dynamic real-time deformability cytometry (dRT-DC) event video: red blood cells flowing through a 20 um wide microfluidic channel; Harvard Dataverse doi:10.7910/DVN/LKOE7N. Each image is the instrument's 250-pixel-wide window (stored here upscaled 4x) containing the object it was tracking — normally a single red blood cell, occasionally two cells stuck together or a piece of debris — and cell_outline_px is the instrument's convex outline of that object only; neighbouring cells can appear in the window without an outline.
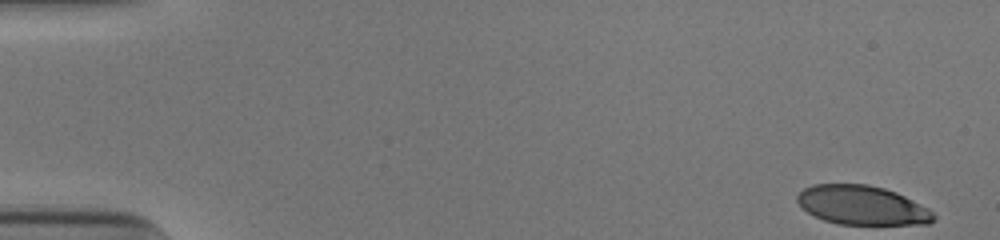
{"species": "human", "species_latin": "Homo sapiens", "temperature_condition": "cold", "stored_images_in_passage": 51, "camera_frame_rate_fps": 3000, "um_per_image_px": 0.085, "donor": {"sex": "male"}, "frame": {"image": 1, "passage_image": 1, "time_ms": 0.0, "image_size_px": [1000, 240], "cell_outline_px": [[936, 220], [928, 224], [840, 224], [824, 220], [808, 212], [796, 200], [796, 196], [804, 188], [812, 184], [868, 184], [884, 188], [896, 192], [928, 208], [936, 216]], "centroid_in_image_um": [73.29, 17.44], "position_along_channel_um": 11.7, "area_um2": 30.98}}
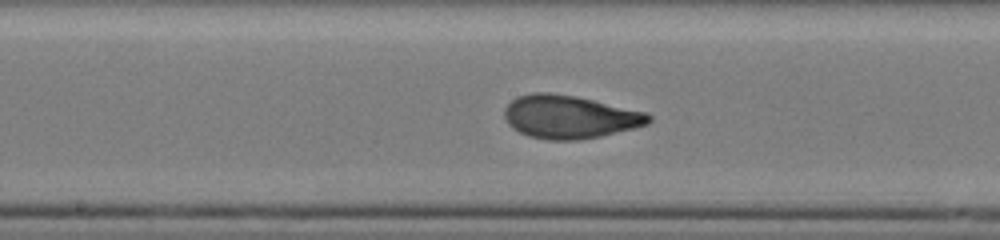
{"frame": {"image": 2, "passage_image": 27, "time_ms": 8.667, "image_size_px": [1000, 240], "cell_outline_px": [[652, 120], [648, 124], [600, 136], [580, 140], [548, 140], [528, 136], [512, 128], [508, 124], [504, 116], [504, 108], [512, 100], [520, 96], [532, 92], [548, 92], [576, 96], [648, 112], [652, 116]], "centroid_in_image_um": [48.42, 9.93], "position_along_channel_um": 199.8, "area_um2": 36.36}}
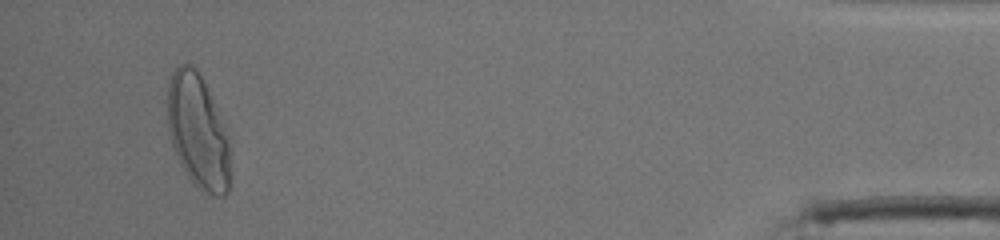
{"frame": {"image": 3, "passage_image": 49, "time_ms": 16.0, "image_size_px": [1000, 240], "cell_outline_px": [[228, 192], [224, 196], [212, 196], [192, 184], [184, 172], [180, 164], [172, 144], [168, 128], [168, 88], [172, 72], [180, 64], [188, 64], [196, 68], [212, 100], [228, 140]], "centroid_in_image_um": [16.78, 11.22], "position_along_channel_um": 418.4, "area_um2": 40.69}, "authors_computed_cell_mechanics": {"area_um2": 35.0846, "velocity_mm_per_s": 3.8893, "shape_relaxation_time_tau1_ms": 3.9564, "shape_relaxation_time_tau2_ms": 0.6831, "deformation_change_tau1": 0.1856, "deformation_change_tau2": 0.0601}}